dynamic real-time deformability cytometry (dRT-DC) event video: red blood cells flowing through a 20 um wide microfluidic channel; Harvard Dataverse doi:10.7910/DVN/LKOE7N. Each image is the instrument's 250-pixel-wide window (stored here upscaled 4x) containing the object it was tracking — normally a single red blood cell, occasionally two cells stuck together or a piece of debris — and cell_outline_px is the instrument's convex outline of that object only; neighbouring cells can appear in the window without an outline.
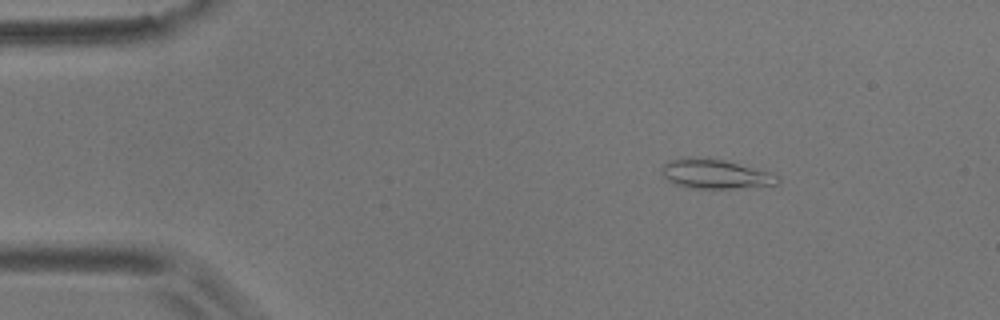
{"species": "common noctule bat (a hibernating species)", "species_latin": "Nyctalus noctula", "temperature_condition": "room temperature", "stored_images_in_passage": 4, "camera_frame_rate_fps": 3000, "um_per_image_px": 0.085, "animal": {"sex": "male", "body_mass_g": 17.9}, "frame": {"image": 1, "passage_image": 2, "time_ms": 0.333, "image_size_px": [1000, 320], "cell_outline_px": [[780, 180], [776, 184], [732, 188], [688, 188], [676, 184], [668, 180], [660, 172], [660, 168], [668, 160], [680, 156], [692, 156], [724, 160], [768, 172], [776, 176]], "centroid_in_image_um": [60.67, 14.76], "position_along_channel_um": 24.3, "area_um2": 19.77}}